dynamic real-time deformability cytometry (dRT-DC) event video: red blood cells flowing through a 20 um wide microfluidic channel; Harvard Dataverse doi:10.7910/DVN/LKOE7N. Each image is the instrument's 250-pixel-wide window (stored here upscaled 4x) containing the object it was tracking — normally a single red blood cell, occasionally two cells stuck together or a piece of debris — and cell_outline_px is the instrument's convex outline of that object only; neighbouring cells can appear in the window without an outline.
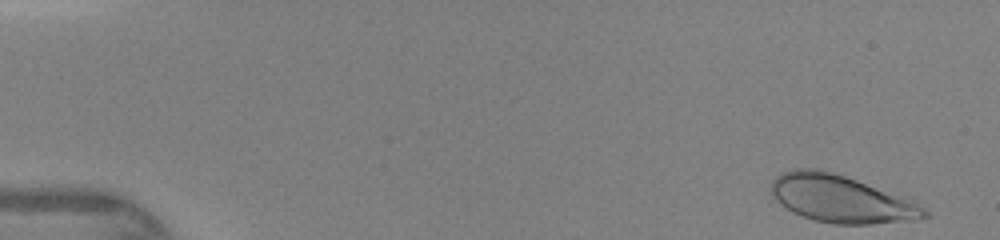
{"species": "human", "species_latin": "Homo sapiens", "temperature_condition": "warm", "stored_images_in_passage": 43, "camera_frame_rate_fps": 3000, "um_per_image_px": 0.085, "donor": {"sex": "female"}, "frame": {"image": 1, "passage_image": 1, "time_ms": 0.0, "image_size_px": [1000, 240], "cell_outline_px": [[928, 216], [920, 220], [872, 224], [832, 224], [812, 220], [792, 212], [780, 204], [768, 192], [772, 180], [776, 176], [792, 168], [816, 168], [832, 172], [912, 196], [928, 212]], "centroid_in_image_um": [71.56, 16.9], "position_along_channel_um": 13.4, "area_um2": 43.7}}
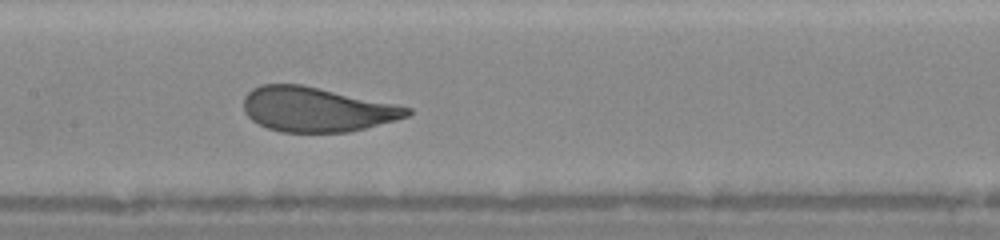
{"frame": {"image": 2, "passage_image": 22, "time_ms": 7.0, "image_size_px": [1000, 240], "cell_outline_px": [[412, 112], [408, 116], [396, 120], [348, 132], [280, 132], [268, 128], [252, 120], [244, 112], [244, 96], [252, 88], [260, 84], [300, 84], [412, 108]], "centroid_in_image_um": [26.87, 9.3], "position_along_channel_um": 180.5, "area_um2": 42.14}}
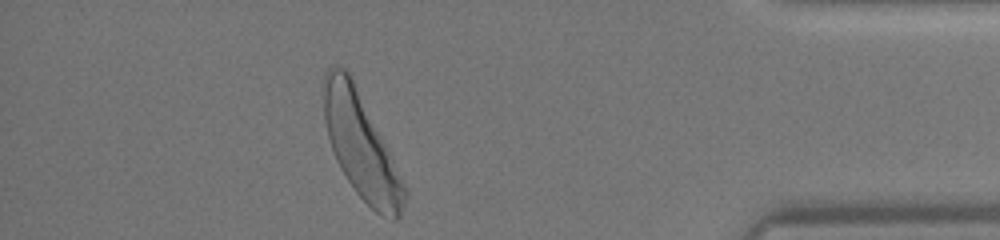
{"frame": {"image": 3, "passage_image": 40, "time_ms": 13.0, "image_size_px": [1000, 240], "cell_outline_px": [[408, 196], [400, 216], [396, 220], [392, 220], [380, 216], [356, 192], [340, 168], [336, 160], [328, 136], [324, 120], [324, 76], [328, 68], [344, 68], [348, 72], [408, 188]], "centroid_in_image_um": [30.72, 12.49], "position_along_channel_um": 404.5, "area_um2": 48.32}}